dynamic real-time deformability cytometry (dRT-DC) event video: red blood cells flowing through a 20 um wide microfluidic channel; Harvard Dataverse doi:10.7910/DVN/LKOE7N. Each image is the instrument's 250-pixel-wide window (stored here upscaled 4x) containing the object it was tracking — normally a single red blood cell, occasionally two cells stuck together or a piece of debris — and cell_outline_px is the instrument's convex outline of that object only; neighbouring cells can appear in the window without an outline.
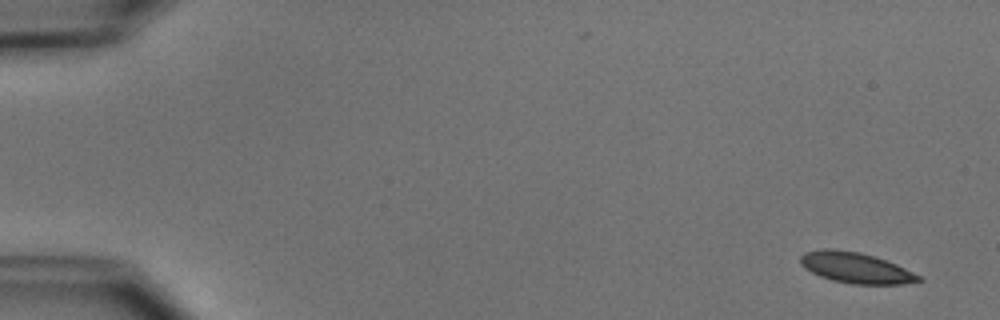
{"species": "common noctule bat (a hibernating species)", "species_latin": "Nyctalus noctula", "temperature_condition": "cold", "stored_images_in_passage": 8, "camera_frame_rate_fps": 3000, "um_per_image_px": 0.085, "animal": {"sex": "male", "body_mass_g": 15.6}, "frame": {"image": 1, "passage_image": 1, "time_ms": 0.0, "image_size_px": [1000, 320], "cell_outline_px": [[924, 280], [900, 284], [852, 284], [832, 280], [820, 276], [804, 268], [800, 264], [800, 256], [804, 252], [824, 248], [828, 248], [860, 252], [876, 256], [896, 264], [920, 276]], "centroid_in_image_um": [72.71, 22.75], "position_along_channel_um": 12.3, "area_um2": 21.15}}
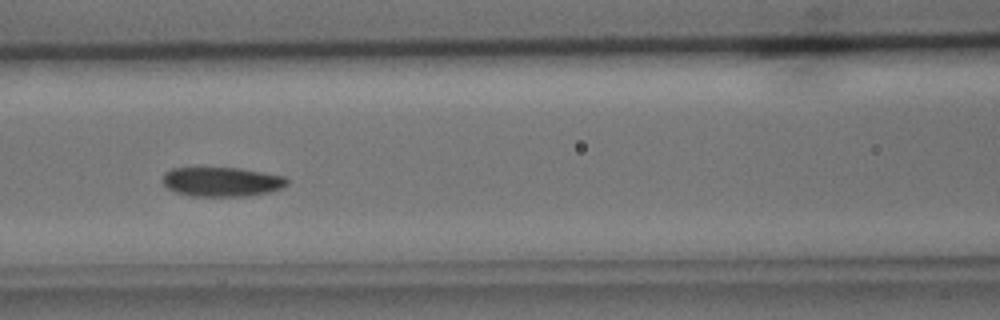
{"frame": {"image": 2, "passage_image": 6, "time_ms": 7.0, "image_size_px": [1000, 320], "cell_outline_px": [[288, 184], [284, 188], [272, 192], [248, 196], [188, 196], [176, 192], [168, 188], [164, 184], [164, 172], [172, 168], [240, 168], [284, 176], [288, 180]], "centroid_in_image_um": [18.9, 15.46], "position_along_channel_um": 147.7, "area_um2": 21.44}}
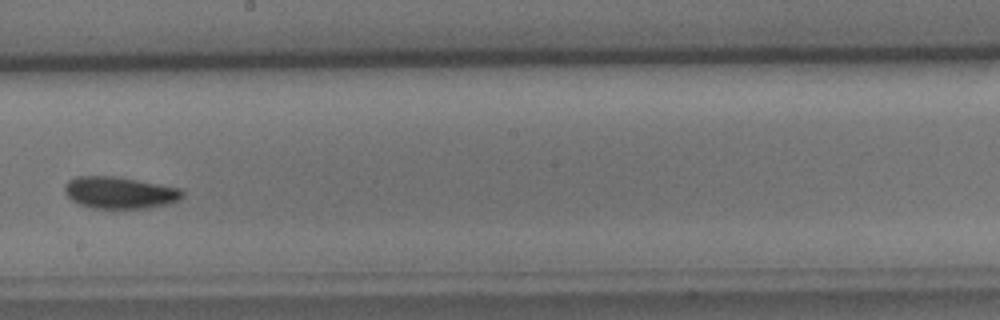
{"frame": {"image": 3, "passage_image": 8, "time_ms": 9.333, "image_size_px": [1000, 320], "cell_outline_px": [[184, 196], [180, 200], [172, 204], [148, 208], [92, 208], [80, 204], [72, 200], [64, 192], [64, 184], [68, 180], [76, 176], [120, 176], [180, 188], [184, 192]], "centroid_in_image_um": [10.21, 16.37], "position_along_channel_um": 238.0, "area_um2": 22.25}}